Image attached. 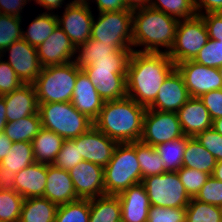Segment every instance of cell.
<instances>
[{
    "label": "cell",
    "instance_id": "cell-1",
    "mask_svg": "<svg viewBox=\"0 0 222 222\" xmlns=\"http://www.w3.org/2000/svg\"><path fill=\"white\" fill-rule=\"evenodd\" d=\"M174 69L175 64L167 53L133 50L127 67V97L148 108Z\"/></svg>",
    "mask_w": 222,
    "mask_h": 222
},
{
    "label": "cell",
    "instance_id": "cell-2",
    "mask_svg": "<svg viewBox=\"0 0 222 222\" xmlns=\"http://www.w3.org/2000/svg\"><path fill=\"white\" fill-rule=\"evenodd\" d=\"M146 110L127 96L105 101L94 126L117 143L139 142Z\"/></svg>",
    "mask_w": 222,
    "mask_h": 222
},
{
    "label": "cell",
    "instance_id": "cell-3",
    "mask_svg": "<svg viewBox=\"0 0 222 222\" xmlns=\"http://www.w3.org/2000/svg\"><path fill=\"white\" fill-rule=\"evenodd\" d=\"M179 20L149 7L133 10L132 47L142 45L140 52L169 53ZM167 48L161 51L160 47Z\"/></svg>",
    "mask_w": 222,
    "mask_h": 222
},
{
    "label": "cell",
    "instance_id": "cell-4",
    "mask_svg": "<svg viewBox=\"0 0 222 222\" xmlns=\"http://www.w3.org/2000/svg\"><path fill=\"white\" fill-rule=\"evenodd\" d=\"M139 183H142V175L136 155V142L118 143L112 158L104 167L105 195L117 196Z\"/></svg>",
    "mask_w": 222,
    "mask_h": 222
},
{
    "label": "cell",
    "instance_id": "cell-5",
    "mask_svg": "<svg viewBox=\"0 0 222 222\" xmlns=\"http://www.w3.org/2000/svg\"><path fill=\"white\" fill-rule=\"evenodd\" d=\"M80 71L75 61L43 67L33 83L38 103L71 102Z\"/></svg>",
    "mask_w": 222,
    "mask_h": 222
},
{
    "label": "cell",
    "instance_id": "cell-6",
    "mask_svg": "<svg viewBox=\"0 0 222 222\" xmlns=\"http://www.w3.org/2000/svg\"><path fill=\"white\" fill-rule=\"evenodd\" d=\"M38 112L42 128L64 139L77 138L94 126V122L80 113L71 102L39 103Z\"/></svg>",
    "mask_w": 222,
    "mask_h": 222
},
{
    "label": "cell",
    "instance_id": "cell-7",
    "mask_svg": "<svg viewBox=\"0 0 222 222\" xmlns=\"http://www.w3.org/2000/svg\"><path fill=\"white\" fill-rule=\"evenodd\" d=\"M208 40V31L200 15L179 20L174 43L167 54L174 64L193 60Z\"/></svg>",
    "mask_w": 222,
    "mask_h": 222
},
{
    "label": "cell",
    "instance_id": "cell-8",
    "mask_svg": "<svg viewBox=\"0 0 222 222\" xmlns=\"http://www.w3.org/2000/svg\"><path fill=\"white\" fill-rule=\"evenodd\" d=\"M95 21L94 18L90 39L111 46L132 47L133 10L102 12Z\"/></svg>",
    "mask_w": 222,
    "mask_h": 222
},
{
    "label": "cell",
    "instance_id": "cell-9",
    "mask_svg": "<svg viewBox=\"0 0 222 222\" xmlns=\"http://www.w3.org/2000/svg\"><path fill=\"white\" fill-rule=\"evenodd\" d=\"M151 206L186 208L191 198L177 172L146 177L142 180Z\"/></svg>",
    "mask_w": 222,
    "mask_h": 222
},
{
    "label": "cell",
    "instance_id": "cell-10",
    "mask_svg": "<svg viewBox=\"0 0 222 222\" xmlns=\"http://www.w3.org/2000/svg\"><path fill=\"white\" fill-rule=\"evenodd\" d=\"M182 136L184 133L176 112H161L147 108L143 120L141 143L155 147Z\"/></svg>",
    "mask_w": 222,
    "mask_h": 222
},
{
    "label": "cell",
    "instance_id": "cell-11",
    "mask_svg": "<svg viewBox=\"0 0 222 222\" xmlns=\"http://www.w3.org/2000/svg\"><path fill=\"white\" fill-rule=\"evenodd\" d=\"M89 4L72 1L66 4L62 18L57 14L58 26L76 48L91 37L94 16Z\"/></svg>",
    "mask_w": 222,
    "mask_h": 222
},
{
    "label": "cell",
    "instance_id": "cell-12",
    "mask_svg": "<svg viewBox=\"0 0 222 222\" xmlns=\"http://www.w3.org/2000/svg\"><path fill=\"white\" fill-rule=\"evenodd\" d=\"M82 70L104 101L127 96V67L87 66Z\"/></svg>",
    "mask_w": 222,
    "mask_h": 222
},
{
    "label": "cell",
    "instance_id": "cell-13",
    "mask_svg": "<svg viewBox=\"0 0 222 222\" xmlns=\"http://www.w3.org/2000/svg\"><path fill=\"white\" fill-rule=\"evenodd\" d=\"M184 79L190 97H201L206 92L222 89V77L218 68L207 67L193 60L175 64Z\"/></svg>",
    "mask_w": 222,
    "mask_h": 222
},
{
    "label": "cell",
    "instance_id": "cell-14",
    "mask_svg": "<svg viewBox=\"0 0 222 222\" xmlns=\"http://www.w3.org/2000/svg\"><path fill=\"white\" fill-rule=\"evenodd\" d=\"M9 52L7 61L23 84H33L42 70L37 48L24 39L17 40L4 50Z\"/></svg>",
    "mask_w": 222,
    "mask_h": 222
},
{
    "label": "cell",
    "instance_id": "cell-15",
    "mask_svg": "<svg viewBox=\"0 0 222 222\" xmlns=\"http://www.w3.org/2000/svg\"><path fill=\"white\" fill-rule=\"evenodd\" d=\"M77 197L92 199L105 195L104 168L89 161H81L69 170Z\"/></svg>",
    "mask_w": 222,
    "mask_h": 222
},
{
    "label": "cell",
    "instance_id": "cell-16",
    "mask_svg": "<svg viewBox=\"0 0 222 222\" xmlns=\"http://www.w3.org/2000/svg\"><path fill=\"white\" fill-rule=\"evenodd\" d=\"M117 144L116 141L99 131L95 126L76 138V145H79L83 160L98 164L103 168L112 158Z\"/></svg>",
    "mask_w": 222,
    "mask_h": 222
},
{
    "label": "cell",
    "instance_id": "cell-17",
    "mask_svg": "<svg viewBox=\"0 0 222 222\" xmlns=\"http://www.w3.org/2000/svg\"><path fill=\"white\" fill-rule=\"evenodd\" d=\"M37 54L42 67H47L74 61L77 53L69 37L57 26L53 33L37 47Z\"/></svg>",
    "mask_w": 222,
    "mask_h": 222
},
{
    "label": "cell",
    "instance_id": "cell-18",
    "mask_svg": "<svg viewBox=\"0 0 222 222\" xmlns=\"http://www.w3.org/2000/svg\"><path fill=\"white\" fill-rule=\"evenodd\" d=\"M189 98L184 79L175 68L164 80L155 101L148 108L161 112H177Z\"/></svg>",
    "mask_w": 222,
    "mask_h": 222
},
{
    "label": "cell",
    "instance_id": "cell-19",
    "mask_svg": "<svg viewBox=\"0 0 222 222\" xmlns=\"http://www.w3.org/2000/svg\"><path fill=\"white\" fill-rule=\"evenodd\" d=\"M104 102L89 77L81 70L75 82L72 105L94 122L98 118Z\"/></svg>",
    "mask_w": 222,
    "mask_h": 222
},
{
    "label": "cell",
    "instance_id": "cell-20",
    "mask_svg": "<svg viewBox=\"0 0 222 222\" xmlns=\"http://www.w3.org/2000/svg\"><path fill=\"white\" fill-rule=\"evenodd\" d=\"M176 113L185 136L195 137L212 128L213 120L199 97H190Z\"/></svg>",
    "mask_w": 222,
    "mask_h": 222
},
{
    "label": "cell",
    "instance_id": "cell-21",
    "mask_svg": "<svg viewBox=\"0 0 222 222\" xmlns=\"http://www.w3.org/2000/svg\"><path fill=\"white\" fill-rule=\"evenodd\" d=\"M117 196L120 199L123 222H147L151 205L142 183L129 187Z\"/></svg>",
    "mask_w": 222,
    "mask_h": 222
},
{
    "label": "cell",
    "instance_id": "cell-22",
    "mask_svg": "<svg viewBox=\"0 0 222 222\" xmlns=\"http://www.w3.org/2000/svg\"><path fill=\"white\" fill-rule=\"evenodd\" d=\"M2 97L6 106L7 122L38 113L39 103L33 84H23Z\"/></svg>",
    "mask_w": 222,
    "mask_h": 222
},
{
    "label": "cell",
    "instance_id": "cell-23",
    "mask_svg": "<svg viewBox=\"0 0 222 222\" xmlns=\"http://www.w3.org/2000/svg\"><path fill=\"white\" fill-rule=\"evenodd\" d=\"M44 198L58 206L79 199L69 171L47 164V182Z\"/></svg>",
    "mask_w": 222,
    "mask_h": 222
},
{
    "label": "cell",
    "instance_id": "cell-24",
    "mask_svg": "<svg viewBox=\"0 0 222 222\" xmlns=\"http://www.w3.org/2000/svg\"><path fill=\"white\" fill-rule=\"evenodd\" d=\"M47 164L34 162L16 173L15 191L24 199L44 197Z\"/></svg>",
    "mask_w": 222,
    "mask_h": 222
},
{
    "label": "cell",
    "instance_id": "cell-25",
    "mask_svg": "<svg viewBox=\"0 0 222 222\" xmlns=\"http://www.w3.org/2000/svg\"><path fill=\"white\" fill-rule=\"evenodd\" d=\"M64 140L57 133L41 128L31 141L35 162L51 165L61 150Z\"/></svg>",
    "mask_w": 222,
    "mask_h": 222
},
{
    "label": "cell",
    "instance_id": "cell-26",
    "mask_svg": "<svg viewBox=\"0 0 222 222\" xmlns=\"http://www.w3.org/2000/svg\"><path fill=\"white\" fill-rule=\"evenodd\" d=\"M216 164V158L205 149L195 137L187 136L183 167L203 171L212 176Z\"/></svg>",
    "mask_w": 222,
    "mask_h": 222
},
{
    "label": "cell",
    "instance_id": "cell-27",
    "mask_svg": "<svg viewBox=\"0 0 222 222\" xmlns=\"http://www.w3.org/2000/svg\"><path fill=\"white\" fill-rule=\"evenodd\" d=\"M122 49H133L131 46H111L97 40L89 39L85 44L76 48L75 63L79 69L91 65L94 58L115 57Z\"/></svg>",
    "mask_w": 222,
    "mask_h": 222
},
{
    "label": "cell",
    "instance_id": "cell-28",
    "mask_svg": "<svg viewBox=\"0 0 222 222\" xmlns=\"http://www.w3.org/2000/svg\"><path fill=\"white\" fill-rule=\"evenodd\" d=\"M58 205L44 197L24 199L19 222H54Z\"/></svg>",
    "mask_w": 222,
    "mask_h": 222
},
{
    "label": "cell",
    "instance_id": "cell-29",
    "mask_svg": "<svg viewBox=\"0 0 222 222\" xmlns=\"http://www.w3.org/2000/svg\"><path fill=\"white\" fill-rule=\"evenodd\" d=\"M121 216L118 196L104 195L90 199L89 222H119Z\"/></svg>",
    "mask_w": 222,
    "mask_h": 222
},
{
    "label": "cell",
    "instance_id": "cell-30",
    "mask_svg": "<svg viewBox=\"0 0 222 222\" xmlns=\"http://www.w3.org/2000/svg\"><path fill=\"white\" fill-rule=\"evenodd\" d=\"M26 31H22V39L31 46L38 47L42 44L58 26L57 15L53 12L38 14Z\"/></svg>",
    "mask_w": 222,
    "mask_h": 222
},
{
    "label": "cell",
    "instance_id": "cell-31",
    "mask_svg": "<svg viewBox=\"0 0 222 222\" xmlns=\"http://www.w3.org/2000/svg\"><path fill=\"white\" fill-rule=\"evenodd\" d=\"M42 128L39 112L17 121L7 122L3 133L12 142H31Z\"/></svg>",
    "mask_w": 222,
    "mask_h": 222
},
{
    "label": "cell",
    "instance_id": "cell-32",
    "mask_svg": "<svg viewBox=\"0 0 222 222\" xmlns=\"http://www.w3.org/2000/svg\"><path fill=\"white\" fill-rule=\"evenodd\" d=\"M187 145V136H182L156 147L162 160L165 162L166 172H177L183 167V156Z\"/></svg>",
    "mask_w": 222,
    "mask_h": 222
},
{
    "label": "cell",
    "instance_id": "cell-33",
    "mask_svg": "<svg viewBox=\"0 0 222 222\" xmlns=\"http://www.w3.org/2000/svg\"><path fill=\"white\" fill-rule=\"evenodd\" d=\"M136 155L141 168L142 180L149 176L165 173V162L156 147L136 142Z\"/></svg>",
    "mask_w": 222,
    "mask_h": 222
},
{
    "label": "cell",
    "instance_id": "cell-34",
    "mask_svg": "<svg viewBox=\"0 0 222 222\" xmlns=\"http://www.w3.org/2000/svg\"><path fill=\"white\" fill-rule=\"evenodd\" d=\"M34 162L32 143L20 141L12 142V147L0 161V166L16 174Z\"/></svg>",
    "mask_w": 222,
    "mask_h": 222
},
{
    "label": "cell",
    "instance_id": "cell-35",
    "mask_svg": "<svg viewBox=\"0 0 222 222\" xmlns=\"http://www.w3.org/2000/svg\"><path fill=\"white\" fill-rule=\"evenodd\" d=\"M185 222H222V207L191 198Z\"/></svg>",
    "mask_w": 222,
    "mask_h": 222
},
{
    "label": "cell",
    "instance_id": "cell-36",
    "mask_svg": "<svg viewBox=\"0 0 222 222\" xmlns=\"http://www.w3.org/2000/svg\"><path fill=\"white\" fill-rule=\"evenodd\" d=\"M150 7L178 20L189 19L197 15L195 0H151Z\"/></svg>",
    "mask_w": 222,
    "mask_h": 222
},
{
    "label": "cell",
    "instance_id": "cell-37",
    "mask_svg": "<svg viewBox=\"0 0 222 222\" xmlns=\"http://www.w3.org/2000/svg\"><path fill=\"white\" fill-rule=\"evenodd\" d=\"M90 199H77L59 205L54 222H89Z\"/></svg>",
    "mask_w": 222,
    "mask_h": 222
},
{
    "label": "cell",
    "instance_id": "cell-38",
    "mask_svg": "<svg viewBox=\"0 0 222 222\" xmlns=\"http://www.w3.org/2000/svg\"><path fill=\"white\" fill-rule=\"evenodd\" d=\"M23 201L15 190H0V222H19Z\"/></svg>",
    "mask_w": 222,
    "mask_h": 222
},
{
    "label": "cell",
    "instance_id": "cell-39",
    "mask_svg": "<svg viewBox=\"0 0 222 222\" xmlns=\"http://www.w3.org/2000/svg\"><path fill=\"white\" fill-rule=\"evenodd\" d=\"M21 20L17 16L0 14V55L2 58L6 48L17 40L22 39Z\"/></svg>",
    "mask_w": 222,
    "mask_h": 222
},
{
    "label": "cell",
    "instance_id": "cell-40",
    "mask_svg": "<svg viewBox=\"0 0 222 222\" xmlns=\"http://www.w3.org/2000/svg\"><path fill=\"white\" fill-rule=\"evenodd\" d=\"M81 161H83V158L80 155L79 145H76V138L65 139L52 165L69 171Z\"/></svg>",
    "mask_w": 222,
    "mask_h": 222
},
{
    "label": "cell",
    "instance_id": "cell-41",
    "mask_svg": "<svg viewBox=\"0 0 222 222\" xmlns=\"http://www.w3.org/2000/svg\"><path fill=\"white\" fill-rule=\"evenodd\" d=\"M177 173L190 198L196 197L202 186L206 183V180L210 177L209 174L203 171L187 167H182Z\"/></svg>",
    "mask_w": 222,
    "mask_h": 222
},
{
    "label": "cell",
    "instance_id": "cell-42",
    "mask_svg": "<svg viewBox=\"0 0 222 222\" xmlns=\"http://www.w3.org/2000/svg\"><path fill=\"white\" fill-rule=\"evenodd\" d=\"M193 61L207 67L219 69L222 65V41L209 39Z\"/></svg>",
    "mask_w": 222,
    "mask_h": 222
},
{
    "label": "cell",
    "instance_id": "cell-43",
    "mask_svg": "<svg viewBox=\"0 0 222 222\" xmlns=\"http://www.w3.org/2000/svg\"><path fill=\"white\" fill-rule=\"evenodd\" d=\"M186 208L150 206L147 222H185Z\"/></svg>",
    "mask_w": 222,
    "mask_h": 222
},
{
    "label": "cell",
    "instance_id": "cell-44",
    "mask_svg": "<svg viewBox=\"0 0 222 222\" xmlns=\"http://www.w3.org/2000/svg\"><path fill=\"white\" fill-rule=\"evenodd\" d=\"M204 203L222 207V181L210 176L195 197Z\"/></svg>",
    "mask_w": 222,
    "mask_h": 222
},
{
    "label": "cell",
    "instance_id": "cell-45",
    "mask_svg": "<svg viewBox=\"0 0 222 222\" xmlns=\"http://www.w3.org/2000/svg\"><path fill=\"white\" fill-rule=\"evenodd\" d=\"M196 140L207 149L217 160L222 161V135L213 128L198 133Z\"/></svg>",
    "mask_w": 222,
    "mask_h": 222
},
{
    "label": "cell",
    "instance_id": "cell-46",
    "mask_svg": "<svg viewBox=\"0 0 222 222\" xmlns=\"http://www.w3.org/2000/svg\"><path fill=\"white\" fill-rule=\"evenodd\" d=\"M23 82L19 79L10 64L3 61L0 55V96L20 88Z\"/></svg>",
    "mask_w": 222,
    "mask_h": 222
},
{
    "label": "cell",
    "instance_id": "cell-47",
    "mask_svg": "<svg viewBox=\"0 0 222 222\" xmlns=\"http://www.w3.org/2000/svg\"><path fill=\"white\" fill-rule=\"evenodd\" d=\"M199 98L208 109L212 120L222 117V89L206 92Z\"/></svg>",
    "mask_w": 222,
    "mask_h": 222
},
{
    "label": "cell",
    "instance_id": "cell-48",
    "mask_svg": "<svg viewBox=\"0 0 222 222\" xmlns=\"http://www.w3.org/2000/svg\"><path fill=\"white\" fill-rule=\"evenodd\" d=\"M206 25L209 39L222 41V12L200 15Z\"/></svg>",
    "mask_w": 222,
    "mask_h": 222
},
{
    "label": "cell",
    "instance_id": "cell-49",
    "mask_svg": "<svg viewBox=\"0 0 222 222\" xmlns=\"http://www.w3.org/2000/svg\"><path fill=\"white\" fill-rule=\"evenodd\" d=\"M133 49H122L115 57L94 58L89 66L128 67Z\"/></svg>",
    "mask_w": 222,
    "mask_h": 222
},
{
    "label": "cell",
    "instance_id": "cell-50",
    "mask_svg": "<svg viewBox=\"0 0 222 222\" xmlns=\"http://www.w3.org/2000/svg\"><path fill=\"white\" fill-rule=\"evenodd\" d=\"M28 0H0V14L23 18L20 13ZM24 6V7H23Z\"/></svg>",
    "mask_w": 222,
    "mask_h": 222
},
{
    "label": "cell",
    "instance_id": "cell-51",
    "mask_svg": "<svg viewBox=\"0 0 222 222\" xmlns=\"http://www.w3.org/2000/svg\"><path fill=\"white\" fill-rule=\"evenodd\" d=\"M195 10L197 15L222 12V0H195Z\"/></svg>",
    "mask_w": 222,
    "mask_h": 222
},
{
    "label": "cell",
    "instance_id": "cell-52",
    "mask_svg": "<svg viewBox=\"0 0 222 222\" xmlns=\"http://www.w3.org/2000/svg\"><path fill=\"white\" fill-rule=\"evenodd\" d=\"M99 13L126 10L124 0H95Z\"/></svg>",
    "mask_w": 222,
    "mask_h": 222
},
{
    "label": "cell",
    "instance_id": "cell-53",
    "mask_svg": "<svg viewBox=\"0 0 222 222\" xmlns=\"http://www.w3.org/2000/svg\"><path fill=\"white\" fill-rule=\"evenodd\" d=\"M16 174L7 168L0 166V190H15L14 178Z\"/></svg>",
    "mask_w": 222,
    "mask_h": 222
},
{
    "label": "cell",
    "instance_id": "cell-54",
    "mask_svg": "<svg viewBox=\"0 0 222 222\" xmlns=\"http://www.w3.org/2000/svg\"><path fill=\"white\" fill-rule=\"evenodd\" d=\"M12 147V141L2 132L0 133V161L7 156Z\"/></svg>",
    "mask_w": 222,
    "mask_h": 222
},
{
    "label": "cell",
    "instance_id": "cell-55",
    "mask_svg": "<svg viewBox=\"0 0 222 222\" xmlns=\"http://www.w3.org/2000/svg\"><path fill=\"white\" fill-rule=\"evenodd\" d=\"M127 9L136 10L149 7L151 0H124Z\"/></svg>",
    "mask_w": 222,
    "mask_h": 222
},
{
    "label": "cell",
    "instance_id": "cell-56",
    "mask_svg": "<svg viewBox=\"0 0 222 222\" xmlns=\"http://www.w3.org/2000/svg\"><path fill=\"white\" fill-rule=\"evenodd\" d=\"M35 2L47 10L52 11L56 8L58 9V7H62L64 0H36Z\"/></svg>",
    "mask_w": 222,
    "mask_h": 222
},
{
    "label": "cell",
    "instance_id": "cell-57",
    "mask_svg": "<svg viewBox=\"0 0 222 222\" xmlns=\"http://www.w3.org/2000/svg\"><path fill=\"white\" fill-rule=\"evenodd\" d=\"M6 124H7L6 106L4 98L0 96V133L4 131Z\"/></svg>",
    "mask_w": 222,
    "mask_h": 222
},
{
    "label": "cell",
    "instance_id": "cell-58",
    "mask_svg": "<svg viewBox=\"0 0 222 222\" xmlns=\"http://www.w3.org/2000/svg\"><path fill=\"white\" fill-rule=\"evenodd\" d=\"M212 177L216 180L222 181V161L217 162Z\"/></svg>",
    "mask_w": 222,
    "mask_h": 222
},
{
    "label": "cell",
    "instance_id": "cell-59",
    "mask_svg": "<svg viewBox=\"0 0 222 222\" xmlns=\"http://www.w3.org/2000/svg\"><path fill=\"white\" fill-rule=\"evenodd\" d=\"M212 128L222 135V117L213 120Z\"/></svg>",
    "mask_w": 222,
    "mask_h": 222
},
{
    "label": "cell",
    "instance_id": "cell-60",
    "mask_svg": "<svg viewBox=\"0 0 222 222\" xmlns=\"http://www.w3.org/2000/svg\"><path fill=\"white\" fill-rule=\"evenodd\" d=\"M88 0H74V2H82V3H88Z\"/></svg>",
    "mask_w": 222,
    "mask_h": 222
},
{
    "label": "cell",
    "instance_id": "cell-61",
    "mask_svg": "<svg viewBox=\"0 0 222 222\" xmlns=\"http://www.w3.org/2000/svg\"><path fill=\"white\" fill-rule=\"evenodd\" d=\"M219 72H220V75L222 77V65L219 67Z\"/></svg>",
    "mask_w": 222,
    "mask_h": 222
}]
</instances>
